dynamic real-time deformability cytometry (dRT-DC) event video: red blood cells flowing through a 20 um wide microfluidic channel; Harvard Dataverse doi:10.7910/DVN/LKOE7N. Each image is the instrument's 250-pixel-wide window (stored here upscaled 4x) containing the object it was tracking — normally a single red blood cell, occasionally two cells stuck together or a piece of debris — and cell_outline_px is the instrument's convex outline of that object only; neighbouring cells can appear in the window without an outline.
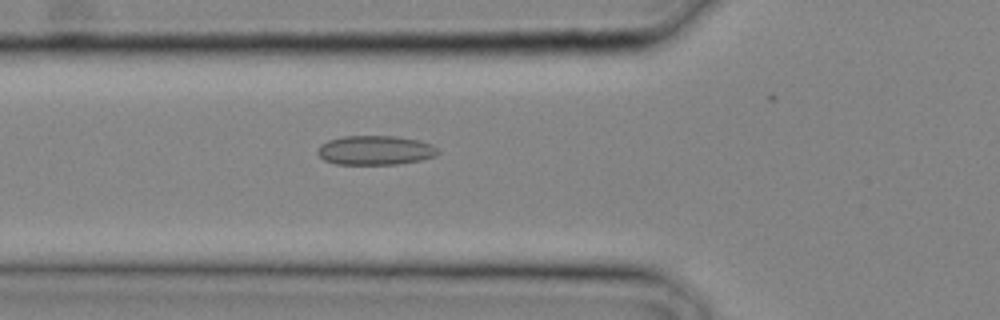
{"species": "common noctule bat (a hibernating species)", "species_latin": "Nyctalus noctula", "temperature_condition": "cold", "stored_images_in_passage": 7, "camera_frame_rate_fps": 3000, "um_per_image_px": 0.085, "animal": {"sex": "male", "body_mass_g": 20.4}, "frame": {"image": 1, "passage_image": 3, "time_ms": 0.667, "image_size_px": [1000, 320], "cell_outline_px": [[440, 152], [436, 156], [420, 160], [396, 164], [336, 164], [324, 160], [316, 152], [320, 144], [328, 140], [344, 136], [396, 136], [420, 140], [432, 144]], "centroid_in_image_um": [31.9, 12.77], "position_along_channel_um": 93.9, "area_um2": 20.63}}
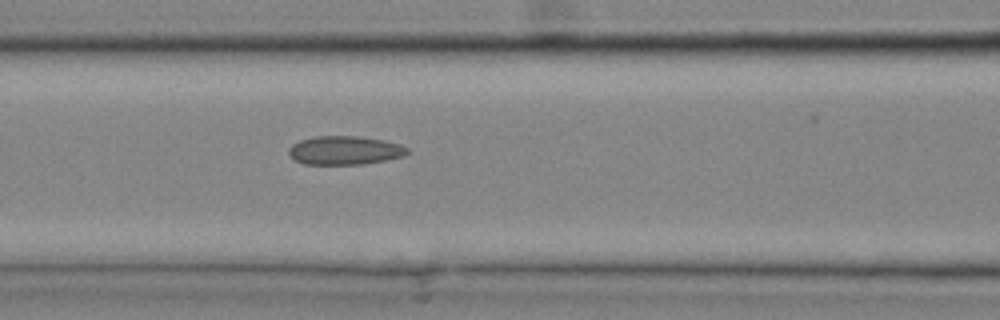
{"frame": {"image": 2, "passage_image": 5, "time_ms": 1.333, "image_size_px": [1000, 320], "cell_outline_px": [[408, 152], [404, 156], [388, 160], [364, 164], [304, 164], [296, 160], [288, 152], [288, 148], [292, 144], [300, 140], [316, 136], [356, 136], [384, 140], [400, 144], [408, 148]], "centroid_in_image_um": [29.32, 12.78], "position_along_channel_um": 137.3, "area_um2": 19.83}}